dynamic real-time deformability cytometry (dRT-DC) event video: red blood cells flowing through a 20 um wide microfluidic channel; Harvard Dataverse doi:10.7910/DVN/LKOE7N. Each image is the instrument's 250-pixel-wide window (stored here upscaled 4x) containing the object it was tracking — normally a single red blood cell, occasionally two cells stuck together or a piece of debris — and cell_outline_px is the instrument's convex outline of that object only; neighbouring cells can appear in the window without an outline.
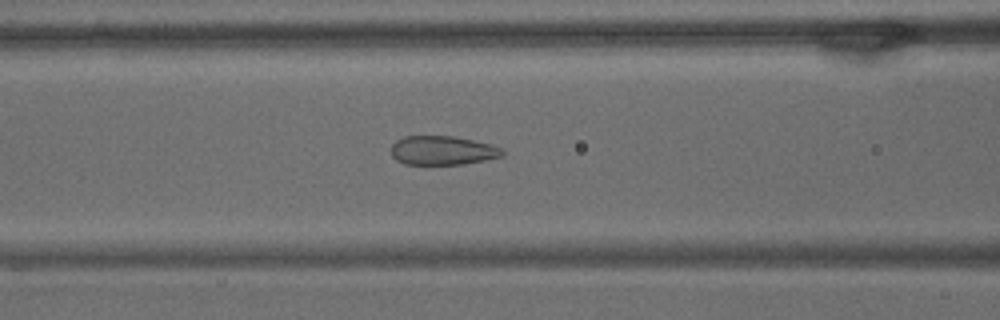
{"species": "common noctule bat (a hibernating species)", "species_latin": "Nyctalus noctula", "temperature_condition": "warm", "stored_images_in_passage": 60, "camera_frame_rate_fps": 3000, "um_per_image_px": 0.085, "animal": {"sex": "male", "body_mass_g": 15.6}, "frame": {"image": 1, "passage_image": 24, "time_ms": 7.667, "image_size_px": [1000, 320], "cell_outline_px": [[504, 156], [464, 164], [404, 164], [396, 160], [392, 156], [392, 144], [396, 140], [404, 136], [452, 136], [472, 140], [488, 144], [500, 148], [504, 152]], "centroid_in_image_um": [37.58, 12.79], "position_along_channel_um": 129.0, "area_um2": 18.67}}
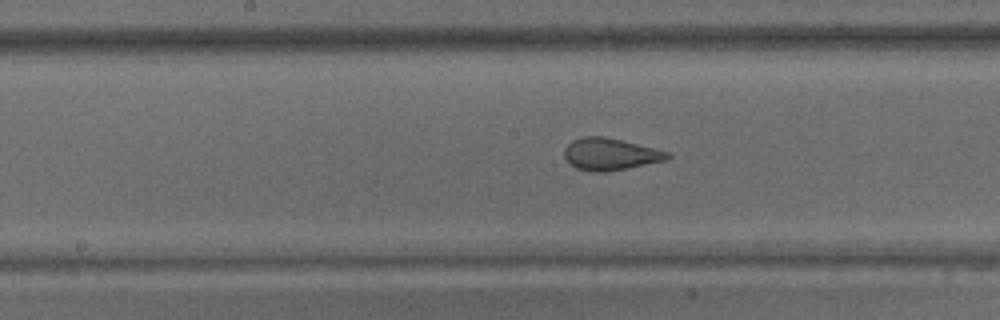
{"frame": {"image": 2, "passage_image": 30, "time_ms": 9.667, "image_size_px": [1000, 320], "cell_outline_px": [[672, 156], [664, 160], [628, 168], [604, 172], [592, 172], [576, 168], [568, 164], [564, 156], [564, 148], [572, 140], [584, 136], [604, 136], [668, 152]], "centroid_in_image_um": [51.79, 13.11], "position_along_channel_um": 196.4, "area_um2": 19.07}}
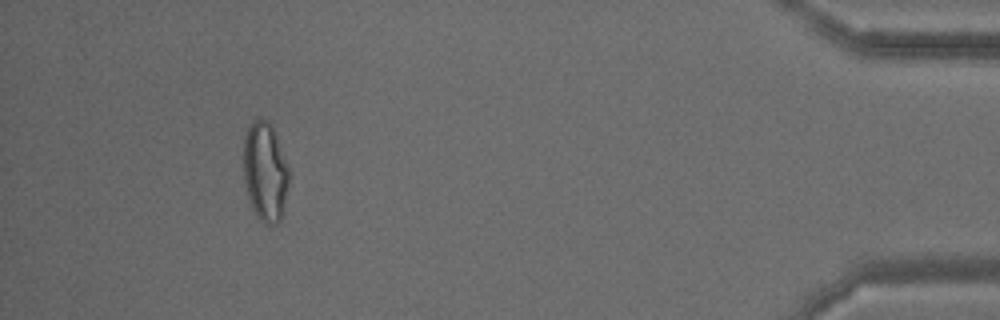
{"frame": {"image": 3, "passage_image": 55, "time_ms": 18.0, "image_size_px": [1000, 320], "cell_outline_px": [[288, 184], [284, 212], [280, 220], [276, 224], [264, 224], [256, 216], [252, 208], [244, 184], [244, 136], [248, 124], [252, 120], [260, 116], [268, 120], [272, 124], [276, 132], [288, 168]], "centroid_in_image_um": [22.53, 14.56], "position_along_channel_um": 412.7, "area_um2": 26.82}, "authors_computed_cell_mechanics": {"area_um2": 23.1489, "velocity_mm_per_s": 3.362, "shape_relaxation_time_tau1_ms": null, "shape_relaxation_time_tau2_ms": 0.9959, "deformation_change_tau1": null, "deformation_change_tau2": 0.084}}